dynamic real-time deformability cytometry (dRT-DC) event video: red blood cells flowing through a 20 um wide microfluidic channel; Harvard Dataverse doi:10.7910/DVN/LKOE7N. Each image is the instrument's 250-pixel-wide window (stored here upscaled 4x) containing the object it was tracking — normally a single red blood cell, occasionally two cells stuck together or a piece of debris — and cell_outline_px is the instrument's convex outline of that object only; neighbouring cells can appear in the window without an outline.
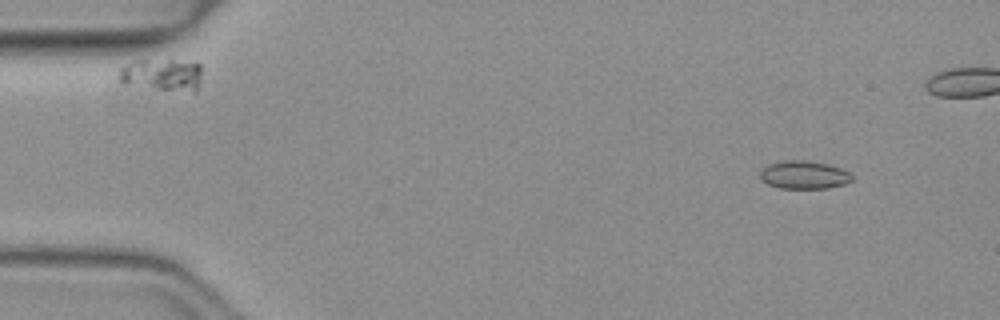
{"species": "common noctule bat (a hibernating species)", "species_latin": "Nyctalus noctula", "temperature_condition": "warm", "stored_images_in_passage": 45, "camera_frame_rate_fps": 3000, "um_per_image_px": 0.085, "animal": {"sex": "female", "body_mass_g": 19.3, "forearm_length_mm": 54.1}, "frame": {"image": 1, "passage_image": 5, "time_ms": 1.333, "image_size_px": [1000, 320], "cell_outline_px": [[852, 180], [844, 184], [828, 188], [780, 188], [768, 184], [760, 180], [760, 172], [768, 164], [784, 160], [804, 160], [828, 164], [840, 168], [848, 172], [852, 176]], "centroid_in_image_um": [68.32, 14.86], "position_along_channel_um": 16.7, "area_um2": 14.97}}
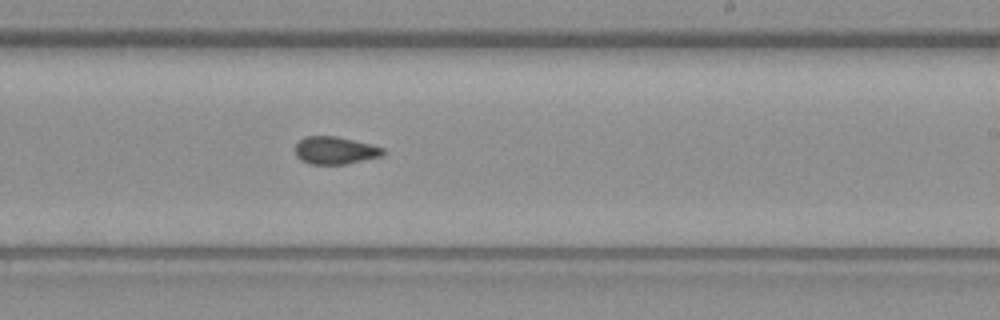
{"frame": {"image": 2, "passage_image": 31, "time_ms": 10.0, "image_size_px": [1000, 320], "cell_outline_px": [[384, 156], [344, 164], [308, 164], [300, 160], [296, 156], [296, 144], [304, 136], [336, 136], [372, 144], [384, 148]], "centroid_in_image_um": [28.49, 12.78], "position_along_channel_um": 260.5, "area_um2": 14.22}}
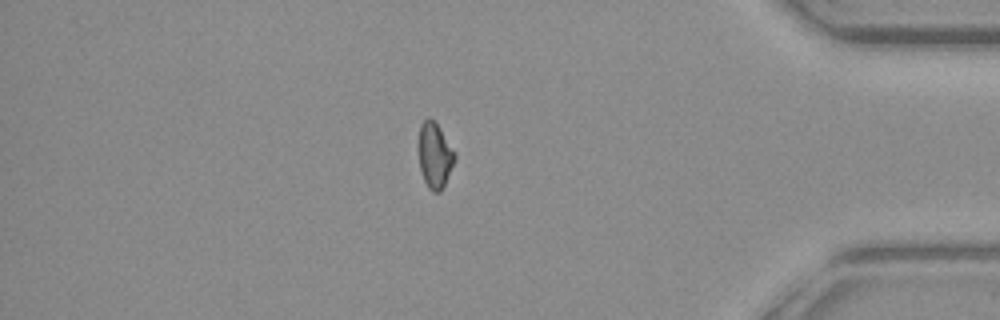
{"frame": {"image": 3, "passage_image": 44, "time_ms": 14.333, "image_size_px": [1000, 320], "cell_outline_px": [[456, 160], [440, 192], [432, 192], [428, 188], [424, 180], [420, 168], [420, 124], [424, 120], [432, 120], [440, 128], [456, 152]], "centroid_in_image_um": [36.99, 13.24], "position_along_channel_um": 398.2, "area_um2": 13.47}}